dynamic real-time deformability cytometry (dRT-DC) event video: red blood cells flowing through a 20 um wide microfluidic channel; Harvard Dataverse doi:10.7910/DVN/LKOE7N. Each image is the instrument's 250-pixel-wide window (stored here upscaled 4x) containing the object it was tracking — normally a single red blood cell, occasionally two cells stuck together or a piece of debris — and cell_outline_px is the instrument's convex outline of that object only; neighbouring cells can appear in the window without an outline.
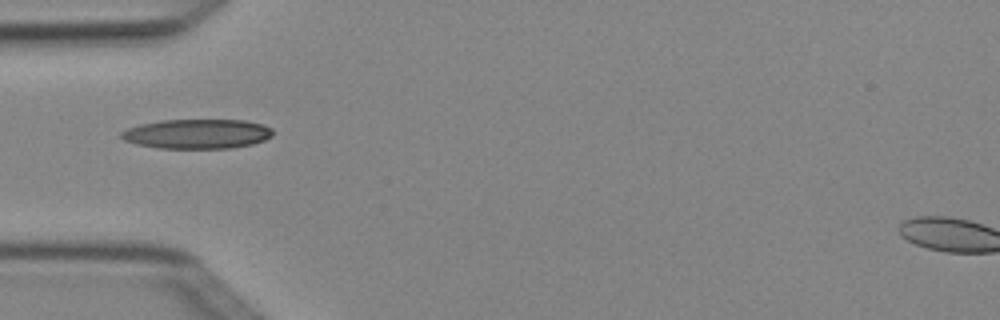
{"species": "Egyptian fruit bat (a non-hibernating species)", "species_latin": "Rousettus aegyptiacus", "temperature_condition": "cold", "stored_images_in_passage": 2, "camera_frame_rate_fps": 3000, "um_per_image_px": 0.085, "animal": {"sex": "female"}, "frame": {"image": 1, "passage_image": 1, "time_ms": 0.0, "image_size_px": [1000, 320], "cell_outline_px": [[272, 136], [264, 140], [252, 144], [232, 148], [156, 148], [136, 144], [124, 140], [120, 136], [120, 132], [128, 128], [140, 124], [160, 120], [244, 120], [264, 124], [272, 128]], "centroid_in_image_um": [16.75, 11.38], "position_along_channel_um": 68.2, "area_um2": 26.24}}
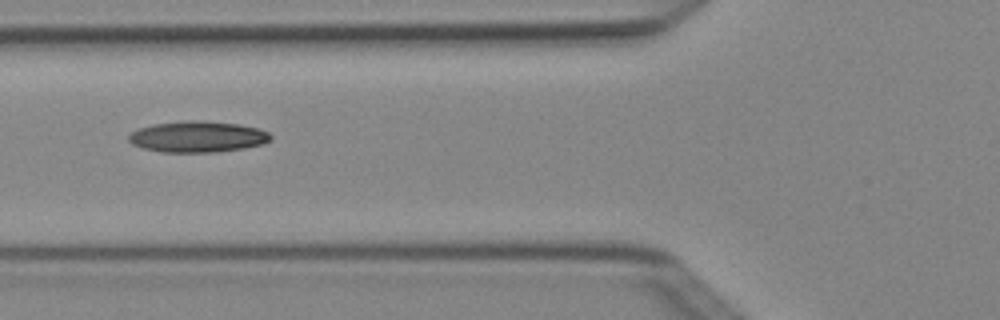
{"frame": {"image": 2, "passage_image": 2, "time_ms": 0.333, "image_size_px": [1000, 320], "cell_outline_px": [[272, 140], [264, 144], [244, 148], [216, 152], [160, 152], [144, 148], [132, 144], [128, 140], [128, 136], [132, 132], [140, 128], [152, 124], [188, 120], [200, 120], [240, 124], [256, 128], [268, 132], [272, 136]], "centroid_in_image_um": [16.82, 11.62], "position_along_channel_um": 109.0, "area_um2": 25.84}}